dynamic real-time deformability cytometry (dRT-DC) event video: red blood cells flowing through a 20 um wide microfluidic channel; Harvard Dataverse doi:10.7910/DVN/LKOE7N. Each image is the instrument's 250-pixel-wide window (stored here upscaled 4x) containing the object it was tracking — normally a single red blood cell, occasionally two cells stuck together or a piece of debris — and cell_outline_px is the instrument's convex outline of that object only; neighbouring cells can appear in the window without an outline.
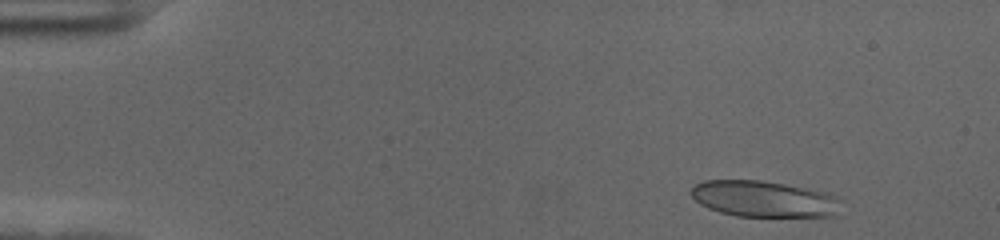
{"species": "human", "species_latin": "Homo sapiens", "temperature_condition": "cold", "stored_images_in_passage": 51, "camera_frame_rate_fps": 3000, "um_per_image_px": 0.085, "donor": {"sex": "female"}, "frame": {"image": 1, "passage_image": 1, "time_ms": 0.0, "image_size_px": [1000, 240], "cell_outline_px": [[836, 216], [736, 216], [720, 212], [708, 208], [700, 204], [688, 192], [696, 184], [704, 180], [760, 180], [832, 192], [836, 196]], "centroid_in_image_um": [64.88, 16.89], "position_along_channel_um": 20.1, "area_um2": 31.5}}
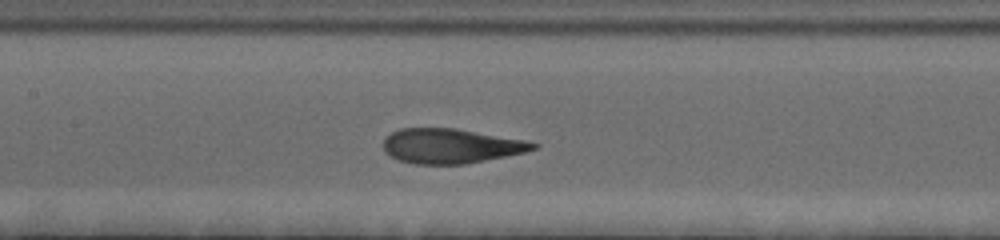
{"frame": {"image": 2, "passage_image": 22, "time_ms": 7.0, "image_size_px": [1000, 240], "cell_outline_px": [[540, 144], [536, 148], [524, 152], [464, 164], [412, 164], [400, 160], [384, 152], [384, 136], [400, 128], [456, 128], [524, 140]], "centroid_in_image_um": [38.28, 12.4], "position_along_channel_um": 169.1, "area_um2": 30.11}}
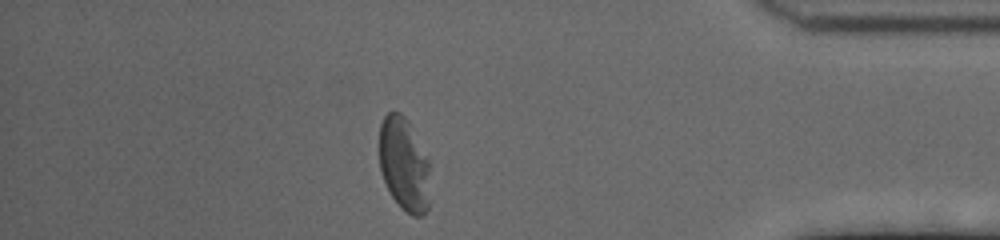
{"frame": {"image": 3, "passage_image": 44, "time_ms": 14.333, "image_size_px": [1000, 240], "cell_outline_px": [[428, 208], [424, 216], [412, 216], [400, 208], [392, 196], [384, 180], [380, 168], [380, 124], [384, 116], [388, 112], [400, 112], [404, 116], [428, 156]], "centroid_in_image_um": [34.34, 13.99], "position_along_channel_um": 400.9, "area_um2": 27.46}, "authors_computed_cell_mechanics": {"area_um2": 30.9808, "velocity_mm_per_s": 3.5927, "shape_relaxation_time_tau1_ms": 3.9461, "shape_relaxation_time_tau2_ms": 0.9371, "deformation_change_tau1": 0.2039, "deformation_change_tau2": 0.0909}}